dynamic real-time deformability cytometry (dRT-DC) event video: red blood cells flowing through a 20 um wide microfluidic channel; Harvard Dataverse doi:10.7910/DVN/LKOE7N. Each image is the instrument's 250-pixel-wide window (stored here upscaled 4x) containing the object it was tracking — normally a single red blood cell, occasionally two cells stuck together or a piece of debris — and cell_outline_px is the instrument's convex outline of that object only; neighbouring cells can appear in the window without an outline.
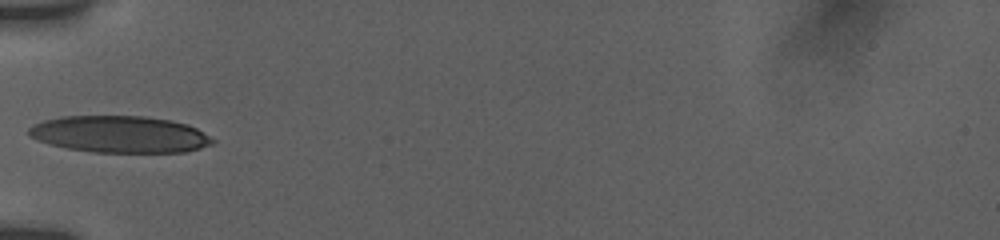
{"species": "human", "species_latin": "Homo sapiens", "temperature_condition": "room temperature", "stored_images_in_passage": 10, "camera_frame_rate_fps": 3000, "um_per_image_px": 0.085, "donor": {"sex": "female"}, "frame": {"image": 1, "passage_image": 1, "time_ms": 0.0, "image_size_px": [1000, 240], "cell_outline_px": [[216, 140], [212, 144], [200, 148], [184, 152], [92, 152], [68, 148], [48, 144], [36, 140], [28, 136], [28, 128], [32, 124], [44, 120], [60, 116], [144, 116], [172, 120], [188, 124], [196, 128]], "centroid_in_image_um": [10.15, 11.41], "position_along_channel_um": 74.9, "area_um2": 39.65}}
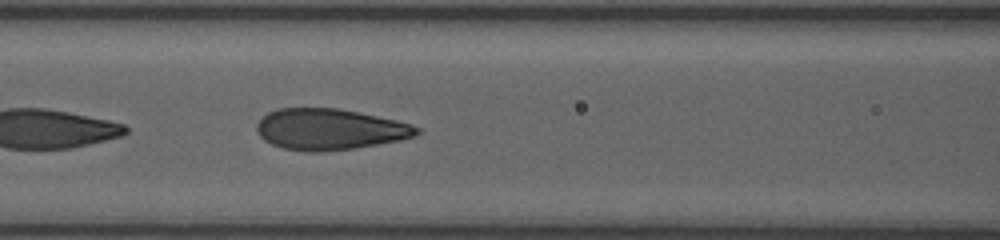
{"frame": {"image": 2, "passage_image": 6, "time_ms": 1.667, "image_size_px": [1000, 240], "cell_outline_px": [[420, 132], [412, 136], [400, 140], [352, 148], [324, 152], [308, 152], [284, 148], [272, 144], [264, 140], [256, 132], [256, 124], [268, 112], [276, 108], [336, 108], [396, 120], [412, 124], [420, 128]], "centroid_in_image_um": [27.98, 10.99], "position_along_channel_um": 138.6, "area_um2": 38.09}}